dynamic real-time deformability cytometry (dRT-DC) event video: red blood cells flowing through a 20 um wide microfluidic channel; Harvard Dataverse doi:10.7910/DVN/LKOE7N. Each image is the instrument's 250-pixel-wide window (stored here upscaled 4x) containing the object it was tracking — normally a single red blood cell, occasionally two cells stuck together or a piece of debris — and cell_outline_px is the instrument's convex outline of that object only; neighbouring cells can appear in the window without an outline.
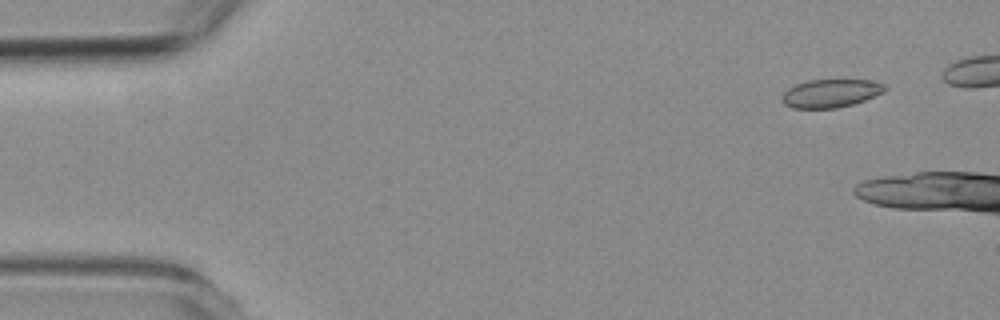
{"species": "common noctule bat (a hibernating species)", "species_latin": "Nyctalus noctula", "temperature_condition": "room temperature", "stored_images_in_passage": 7, "camera_frame_rate_fps": 3000, "um_per_image_px": 0.085, "animal": {"sex": "female", "body_mass_g": 19.3, "forearm_length_mm": 54.1}, "frame": {"image": 1, "passage_image": 1, "time_ms": 0.0, "image_size_px": [1000, 320], "cell_outline_px": [[888, 88], [884, 92], [864, 100], [852, 104], [836, 108], [792, 108], [784, 104], [780, 100], [780, 96], [788, 88], [796, 84], [808, 80], [876, 80], [884, 84]], "centroid_in_image_um": [70.6, 7.92], "position_along_channel_um": 14.4, "area_um2": 17.05}}